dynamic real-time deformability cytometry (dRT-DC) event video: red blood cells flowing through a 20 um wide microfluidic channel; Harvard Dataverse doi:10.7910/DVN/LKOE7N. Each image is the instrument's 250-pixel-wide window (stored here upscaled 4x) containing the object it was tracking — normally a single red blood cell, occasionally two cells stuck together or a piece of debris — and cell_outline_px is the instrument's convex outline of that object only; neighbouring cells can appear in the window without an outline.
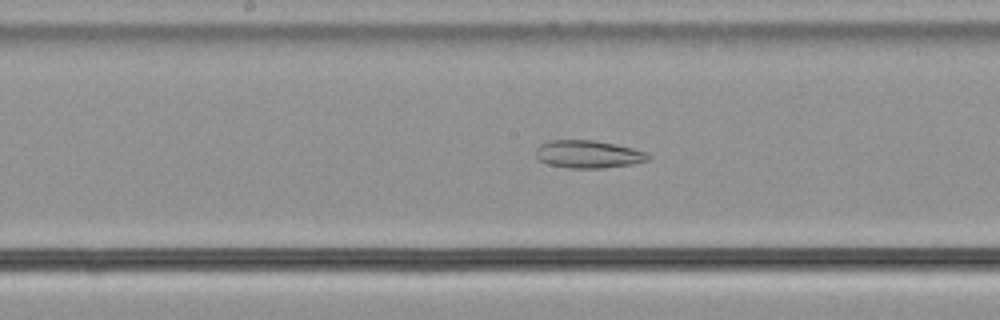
{"species": "common noctule bat (a hibernating species)", "species_latin": "Nyctalus noctula", "temperature_condition": "cold", "stored_images_in_passage": 48, "camera_frame_rate_fps": 3000, "um_per_image_px": 0.085, "animal": {"sex": "male", "body_mass_g": 21.5, "forearm_length_mm": 52.0}, "frame": {"image": 1, "passage_image": 22, "time_ms": 7.0, "image_size_px": [1000, 320], "cell_outline_px": [[652, 156], [648, 160], [632, 164], [604, 168], [568, 168], [548, 164], [540, 160], [536, 156], [536, 148], [540, 144], [548, 140], [596, 140], [616, 144], [648, 152]], "centroid_in_image_um": [50.02, 13.1], "position_along_channel_um": 198.2, "area_um2": 18.32}}
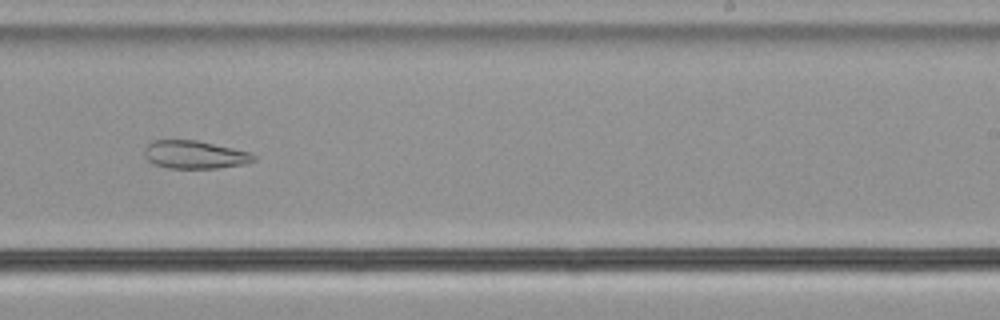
{"frame": {"image": 2, "passage_image": 28, "time_ms": 9.0, "image_size_px": [1000, 320], "cell_outline_px": [[256, 160], [244, 164], [220, 168], [168, 168], [152, 164], [144, 156], [144, 148], [152, 140], [196, 140], [252, 152], [256, 156]], "centroid_in_image_um": [16.55, 13.15], "position_along_channel_um": 272.4, "area_um2": 18.03}}
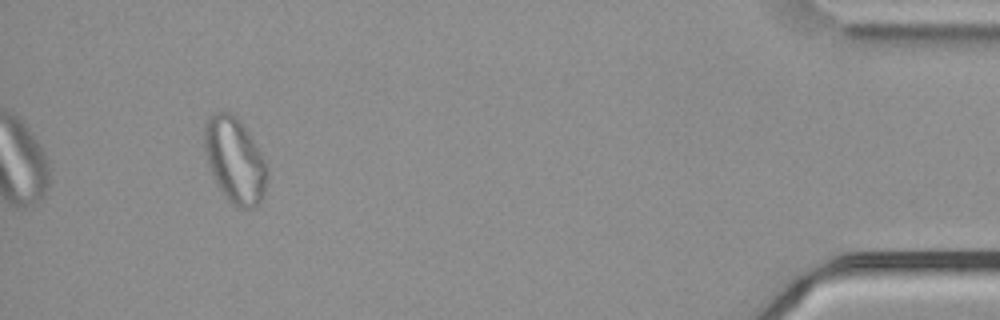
{"frame": {"image": 3, "passage_image": 45, "time_ms": 14.667, "image_size_px": [1000, 320], "cell_outline_px": [[268, 176], [264, 196], [260, 204], [252, 208], [240, 208], [232, 204], [224, 196], [208, 164], [204, 148], [204, 128], [208, 116], [216, 112], [232, 112], [240, 120], [264, 160], [268, 168]], "centroid_in_image_um": [19.97, 13.63], "position_along_channel_um": 415.2, "area_um2": 31.1}}